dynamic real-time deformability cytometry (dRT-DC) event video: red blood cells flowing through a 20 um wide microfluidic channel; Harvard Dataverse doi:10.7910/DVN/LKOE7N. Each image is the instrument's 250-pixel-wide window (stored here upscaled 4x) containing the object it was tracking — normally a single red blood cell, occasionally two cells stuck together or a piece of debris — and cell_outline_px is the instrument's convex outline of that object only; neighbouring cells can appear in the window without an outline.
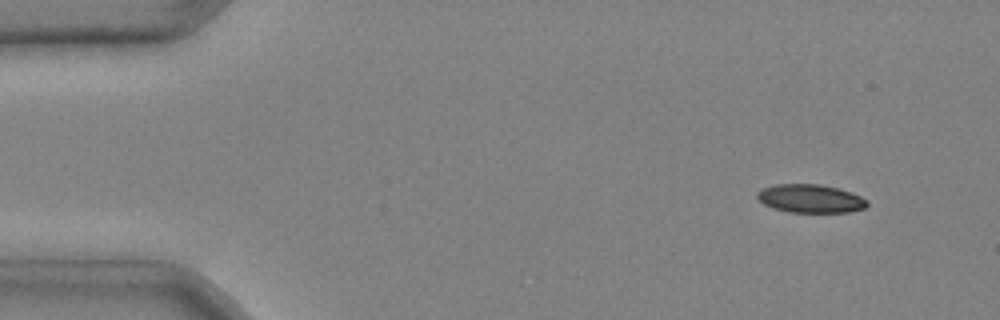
{"species": "common noctule bat (a hibernating species)", "species_latin": "Nyctalus noctula", "temperature_condition": "cold", "stored_images_in_passage": 3, "camera_frame_rate_fps": 3000, "um_per_image_px": 0.085, "animal": {"sex": "male", "body_mass_g": 20.4}, "frame": {"image": 1, "passage_image": 1, "time_ms": 0.0, "image_size_px": [1000, 320], "cell_outline_px": [[868, 204], [864, 208], [848, 212], [788, 212], [772, 208], [764, 204], [756, 196], [756, 192], [764, 188], [776, 184], [820, 184], [840, 188], [852, 192], [868, 200]], "centroid_in_image_um": [68.9, 16.87], "position_along_channel_um": 16.1, "area_um2": 18.26}}